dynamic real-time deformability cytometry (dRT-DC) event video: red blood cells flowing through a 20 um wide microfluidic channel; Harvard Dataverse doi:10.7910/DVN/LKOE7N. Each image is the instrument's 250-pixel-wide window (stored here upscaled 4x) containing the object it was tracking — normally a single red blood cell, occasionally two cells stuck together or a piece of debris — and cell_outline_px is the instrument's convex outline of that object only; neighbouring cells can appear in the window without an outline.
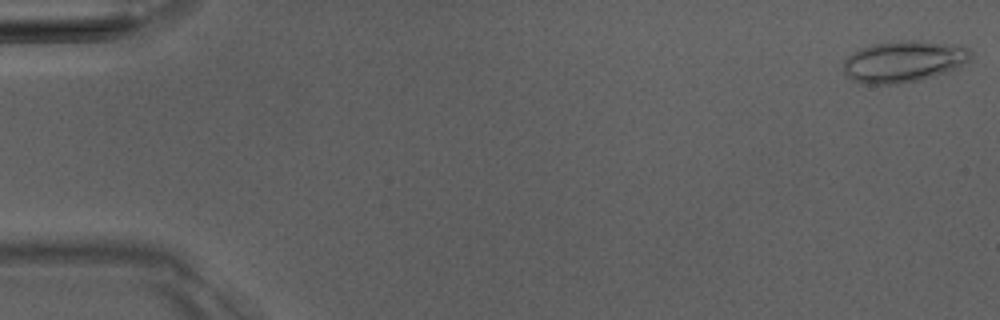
{"species": "Egyptian fruit bat (a non-hibernating species)", "species_latin": "Rousettus aegyptiacus", "temperature_condition": "room temperature", "stored_images_in_passage": 4, "camera_frame_rate_fps": 3000, "um_per_image_px": 0.085, "animal": {"sex": "male"}, "frame": {"image": 1, "passage_image": 1, "time_ms": 0.0, "image_size_px": [1000, 320], "cell_outline_px": [[972, 56], [968, 60], [956, 68], [920, 80], [900, 84], [864, 84], [852, 80], [844, 72], [844, 60], [848, 56], [860, 48], [872, 44], [908, 40], [920, 40], [964, 44], [972, 52]], "centroid_in_image_um": [76.84, 5.21], "position_along_channel_um": 8.2, "area_um2": 30.98}}